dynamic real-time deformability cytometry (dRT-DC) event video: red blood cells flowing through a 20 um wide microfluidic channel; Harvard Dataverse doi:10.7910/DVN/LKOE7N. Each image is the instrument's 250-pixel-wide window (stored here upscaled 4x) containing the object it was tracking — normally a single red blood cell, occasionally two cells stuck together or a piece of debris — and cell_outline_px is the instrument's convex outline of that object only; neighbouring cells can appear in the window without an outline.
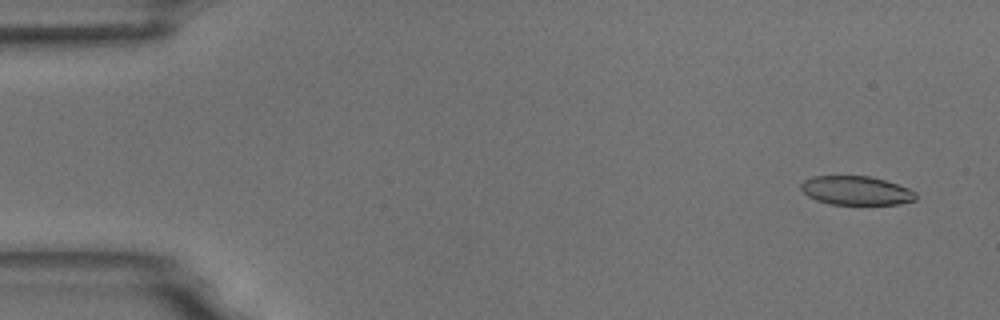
{"species": "common noctule bat (a hibernating species)", "species_latin": "Nyctalus noctula", "temperature_condition": "room temperature", "stored_images_in_passage": 5, "camera_frame_rate_fps": 3000, "um_per_image_px": 0.085, "animal": {"sex": "male", "body_mass_g": 18.8}, "frame": {"image": 1, "passage_image": 1, "time_ms": 0.0, "image_size_px": [1000, 320], "cell_outline_px": [[916, 200], [900, 204], [828, 204], [816, 200], [808, 196], [800, 188], [800, 184], [804, 180], [812, 176], [872, 176], [908, 188], [916, 192]], "centroid_in_image_um": [72.76, 16.2], "position_along_channel_um": 12.2, "area_um2": 19.36}}
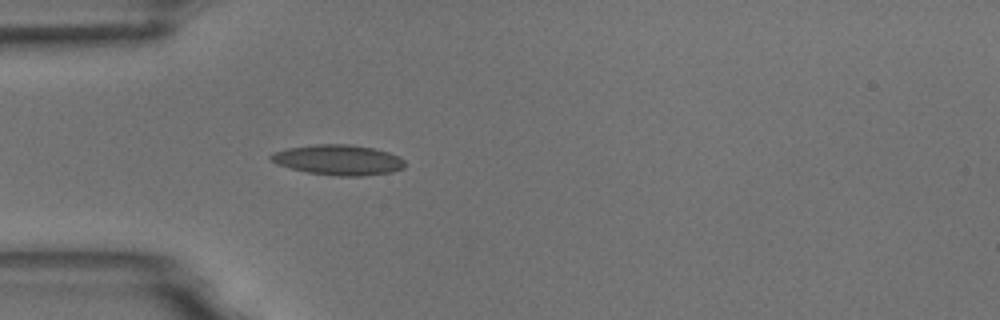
{"frame": {"image": 2, "passage_image": 5, "time_ms": 1.333, "image_size_px": [1000, 320], "cell_outline_px": [[404, 168], [392, 172], [364, 176], [336, 176], [308, 172], [276, 164], [268, 156], [272, 152], [288, 148], [316, 144], [348, 144], [372, 148], [388, 152], [400, 156], [404, 160]], "centroid_in_image_um": [28.77, 13.59], "position_along_channel_um": 56.2, "area_um2": 23.64}}